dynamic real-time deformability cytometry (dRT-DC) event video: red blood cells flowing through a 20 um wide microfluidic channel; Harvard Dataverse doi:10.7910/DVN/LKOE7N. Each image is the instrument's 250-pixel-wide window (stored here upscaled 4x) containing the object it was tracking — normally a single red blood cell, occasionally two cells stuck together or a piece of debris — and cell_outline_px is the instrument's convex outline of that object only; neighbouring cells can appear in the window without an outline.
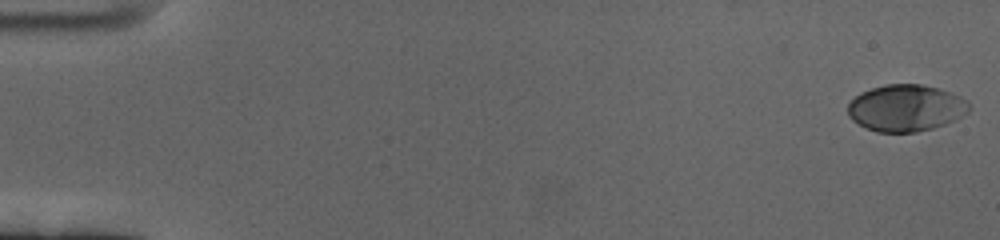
{"species": "human", "species_latin": "Homo sapiens", "temperature_condition": "cold", "stored_images_in_passage": 61, "camera_frame_rate_fps": 3000, "um_per_image_px": 0.085, "donor": {"sex": "female"}, "frame": {"image": 1, "passage_image": 1, "time_ms": 0.0, "image_size_px": [1000, 240], "cell_outline_px": [[972, 108], [968, 112], [944, 124], [932, 128], [916, 132], [876, 132], [852, 120], [848, 116], [848, 104], [860, 92], [884, 84], [924, 84], [940, 88], [960, 96], [968, 100]], "centroid_in_image_um": [77.01, 9.16], "position_along_channel_um": 8.0, "area_um2": 33.06}}
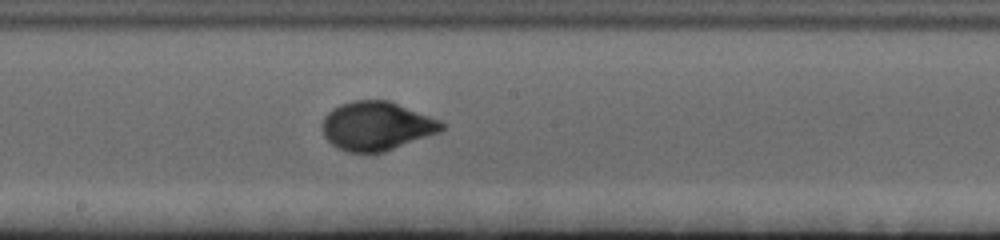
{"frame": {"image": 2, "passage_image": 34, "time_ms": 11.0, "image_size_px": [1000, 240], "cell_outline_px": [[444, 128], [440, 132], [384, 152], [348, 152], [336, 148], [324, 136], [320, 124], [324, 116], [332, 108], [340, 104], [352, 100], [388, 100], [440, 120], [444, 124]], "centroid_in_image_um": [31.97, 10.71], "position_along_channel_um": 216.2, "area_um2": 34.04}}
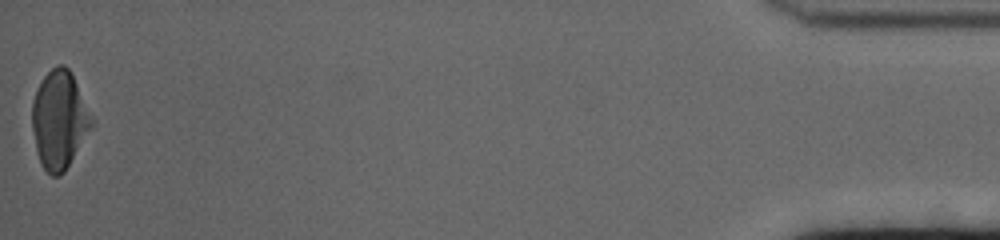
{"frame": {"image": 3, "passage_image": 61, "time_ms": 20.0, "image_size_px": [1000, 240], "cell_outline_px": [[92, 128], [64, 172], [60, 176], [52, 176], [40, 164], [36, 148], [32, 128], [32, 100], [44, 76], [56, 64], [64, 64], [68, 68], [92, 116]], "centroid_in_image_um": [5.03, 10.2], "position_along_channel_um": 430.2, "area_um2": 33.52}, "authors_computed_cell_mechanics": {"area_um2": 32.7726, "velocity_mm_per_s": 3.3548, "shape_relaxation_time_tau1_ms": 3.198, "shape_relaxation_time_tau2_ms": null, "deformation_change_tau1": 0.1807, "deformation_change_tau2": null}}